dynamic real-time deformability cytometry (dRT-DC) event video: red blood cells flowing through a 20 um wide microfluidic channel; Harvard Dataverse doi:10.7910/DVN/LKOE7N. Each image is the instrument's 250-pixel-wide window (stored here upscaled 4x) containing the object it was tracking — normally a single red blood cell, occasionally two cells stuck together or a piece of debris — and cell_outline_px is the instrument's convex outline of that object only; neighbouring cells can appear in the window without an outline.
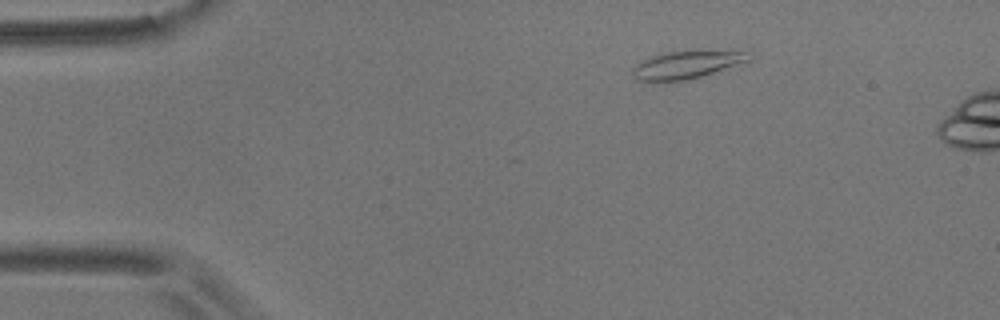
{"species": "common noctule bat (a hibernating species)", "species_latin": "Nyctalus noctula", "temperature_condition": "room temperature", "stored_images_in_passage": 3, "camera_frame_rate_fps": 3000, "um_per_image_px": 0.085, "animal": {"sex": "male", "body_mass_g": 17.9}, "frame": {"image": 1, "passage_image": 1, "time_ms": 0.0, "image_size_px": [1000, 320], "cell_outline_px": [[752, 60], [700, 76], [684, 80], [656, 84], [636, 80], [632, 76], [632, 68], [640, 60], [664, 52], [696, 48], [744, 52]], "centroid_in_image_um": [58.25, 5.49], "position_along_channel_um": 26.8, "area_um2": 19.71}}